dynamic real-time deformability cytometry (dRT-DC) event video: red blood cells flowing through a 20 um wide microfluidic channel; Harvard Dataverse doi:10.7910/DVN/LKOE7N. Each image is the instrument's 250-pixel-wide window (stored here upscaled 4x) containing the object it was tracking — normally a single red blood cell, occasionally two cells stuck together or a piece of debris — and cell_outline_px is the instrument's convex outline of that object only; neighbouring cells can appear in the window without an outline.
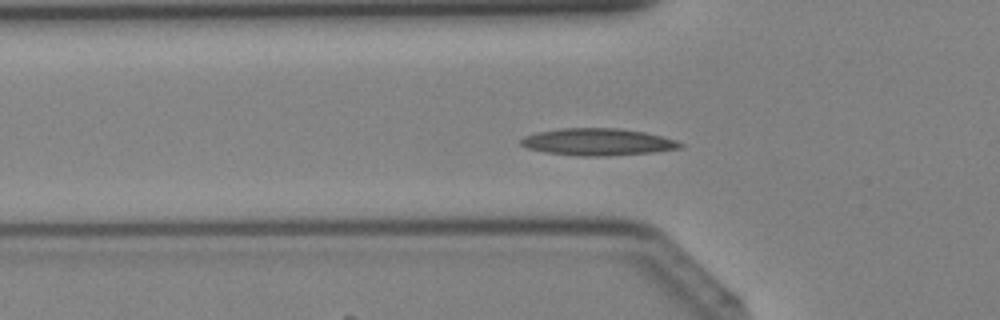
{"species": "Egyptian fruit bat (a non-hibernating species)", "species_latin": "Rousettus aegyptiacus", "temperature_condition": "cold", "stored_images_in_passage": 35, "camera_frame_rate_fps": 3000, "um_per_image_px": 0.085, "animal": {"sex": "female"}, "frame": {"image": 1, "passage_image": 12, "time_ms": 3.667, "image_size_px": [1000, 320], "cell_outline_px": [[684, 144], [680, 148], [652, 152], [600, 156], [580, 156], [544, 152], [528, 148], [520, 144], [520, 140], [524, 136], [536, 132], [564, 128], [620, 128], [644, 132], [676, 140]], "centroid_in_image_um": [50.78, 12.06], "position_along_channel_um": 75.0, "area_um2": 24.91}}
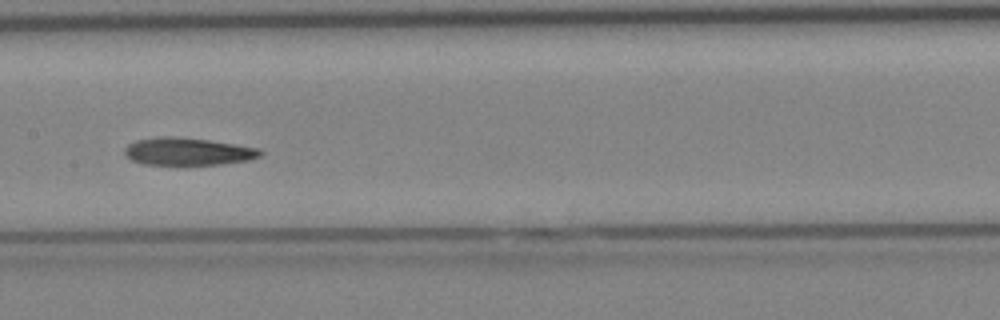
{"frame": {"image": 2, "passage_image": 19, "time_ms": 6.0, "image_size_px": [1000, 320], "cell_outline_px": [[264, 152], [260, 156], [248, 160], [220, 164], [144, 164], [132, 160], [124, 152], [124, 148], [128, 144], [136, 140], [160, 136], [172, 136], [208, 140], [260, 148]], "centroid_in_image_um": [15.97, 12.87], "position_along_channel_um": 191.4, "area_um2": 21.56}}
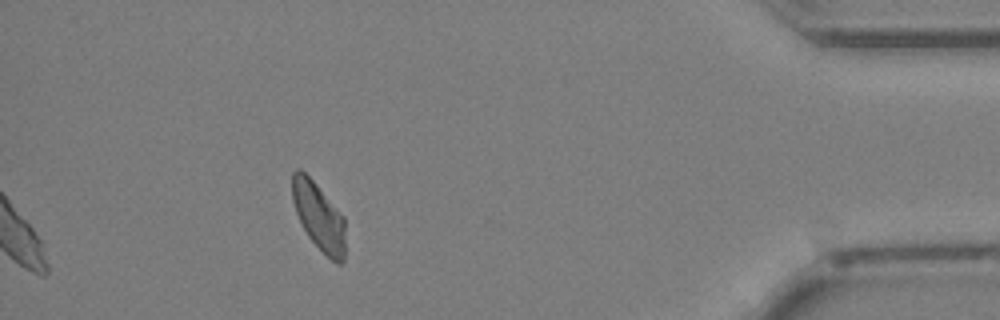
{"frame": {"image": 3, "passage_image": 35, "time_ms": 11.333, "image_size_px": [1000, 320], "cell_outline_px": [[344, 260], [340, 264], [336, 264], [308, 236], [296, 212], [292, 200], [292, 172], [296, 168], [300, 168], [312, 180], [344, 216]], "centroid_in_image_um": [27.09, 18.37], "position_along_channel_um": 408.1, "area_um2": 20.52}}